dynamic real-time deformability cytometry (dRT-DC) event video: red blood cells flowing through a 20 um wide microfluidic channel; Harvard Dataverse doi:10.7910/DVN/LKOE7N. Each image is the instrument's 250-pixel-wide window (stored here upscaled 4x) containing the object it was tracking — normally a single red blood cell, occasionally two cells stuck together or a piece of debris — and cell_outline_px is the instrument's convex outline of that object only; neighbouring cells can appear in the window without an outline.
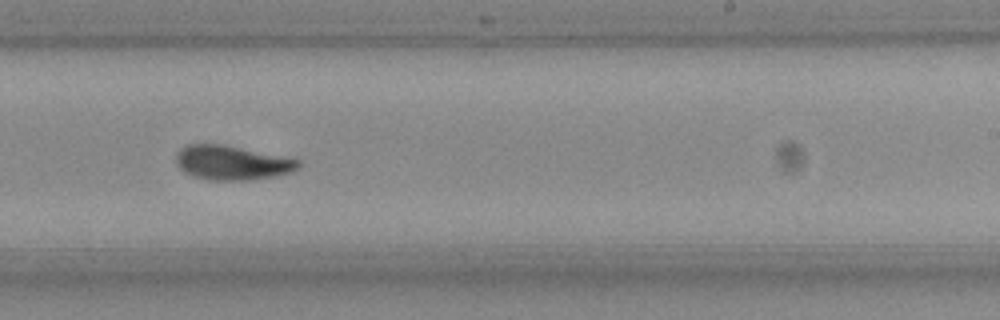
{"species": "Egyptian fruit bat (a non-hibernating species)", "species_latin": "Rousettus aegyptiacus", "temperature_condition": "room temperature", "stored_images_in_passage": 41, "camera_frame_rate_fps": 3000, "um_per_image_px": 0.085, "frame": {"image": 1, "passage_image": 24, "time_ms": 7.667, "image_size_px": [1000, 320], "cell_outline_px": [[300, 168], [292, 172], [276, 176], [248, 180], [208, 180], [192, 176], [184, 172], [176, 164], [176, 156], [180, 148], [188, 144], [216, 144], [300, 160]], "centroid_in_image_um": [19.68, 13.86], "position_along_channel_um": 269.3, "area_um2": 24.1}, "authors_computed_cell_mechanics": {"area_um2": 23.987, "velocity_mm_per_s": 3.7984, "shape_relaxation_time_tau1_ms": 4.1655, "shape_relaxation_time_tau2_ms": 3.2636, "deformation_change_tau1": 0.1374, "deformation_change_tau2": 0.0693}}